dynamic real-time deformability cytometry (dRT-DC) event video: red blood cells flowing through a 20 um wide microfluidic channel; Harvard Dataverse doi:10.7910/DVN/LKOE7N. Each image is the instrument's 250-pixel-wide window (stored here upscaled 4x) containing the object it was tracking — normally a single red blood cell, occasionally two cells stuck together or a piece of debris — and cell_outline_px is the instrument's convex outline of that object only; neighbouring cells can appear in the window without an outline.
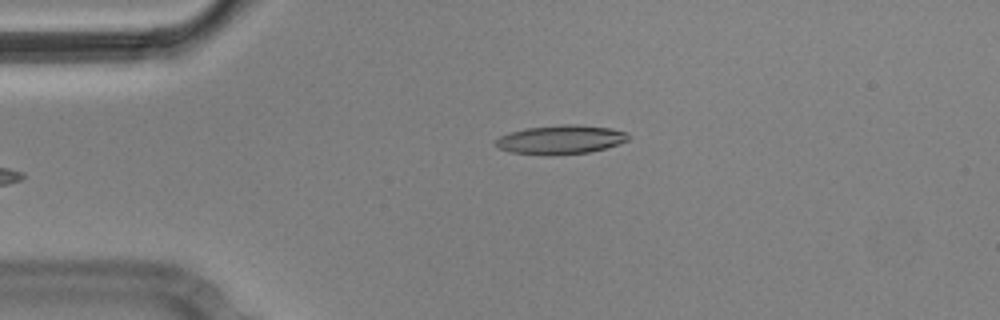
{"species": "Egyptian fruit bat (a non-hibernating species)", "species_latin": "Rousettus aegyptiacus", "temperature_condition": "cold", "stored_images_in_passage": 5, "camera_frame_rate_fps": 3000, "um_per_image_px": 0.085, "animal": {"sex": "male"}, "frame": {"image": 1, "passage_image": 5, "time_ms": 1.333, "image_size_px": [1000, 320], "cell_outline_px": [[628, 140], [620, 144], [588, 152], [548, 156], [512, 152], [500, 148], [496, 144], [496, 140], [500, 136], [508, 132], [524, 128], [564, 124], [580, 124], [612, 128], [628, 132]], "centroid_in_image_um": [47.68, 11.86], "position_along_channel_um": 37.3, "area_um2": 22.54}}